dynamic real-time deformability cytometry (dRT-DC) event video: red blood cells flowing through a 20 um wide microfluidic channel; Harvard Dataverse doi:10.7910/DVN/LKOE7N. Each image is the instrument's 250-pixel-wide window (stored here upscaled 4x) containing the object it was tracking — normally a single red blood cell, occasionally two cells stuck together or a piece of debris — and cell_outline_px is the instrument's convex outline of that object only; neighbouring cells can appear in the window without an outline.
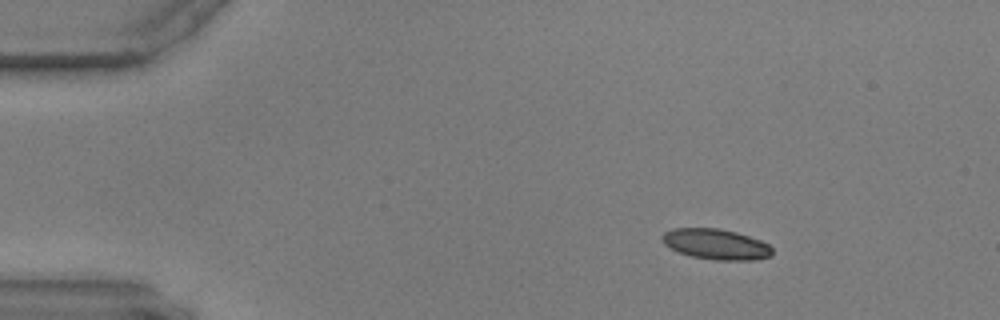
{"species": "common noctule bat (a hibernating species)", "species_latin": "Nyctalus noctula", "temperature_condition": "warm", "stored_images_in_passage": 50, "camera_frame_rate_fps": 3000, "um_per_image_px": 0.085, "animal": {"sex": "male", "body_mass_g": 17.9, "forearm_length_mm": 54.2}, "frame": {"image": 1, "passage_image": 1, "time_ms": 0.0, "image_size_px": [1000, 320], "cell_outline_px": [[772, 256], [756, 260], [716, 260], [692, 256], [680, 252], [664, 244], [660, 240], [660, 236], [664, 232], [672, 228], [720, 228], [736, 232], [760, 240], [768, 244], [772, 248]], "centroid_in_image_um": [60.85, 20.75], "position_along_channel_um": 24.2, "area_um2": 19.65}}
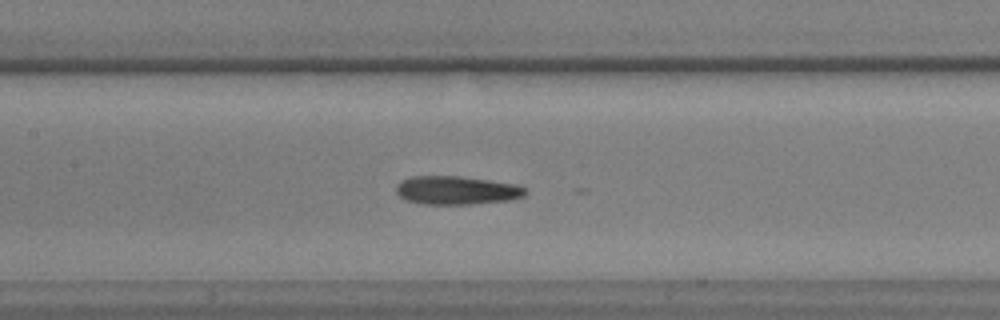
{"frame": {"image": 2, "passage_image": 20, "time_ms": 6.333, "image_size_px": [1000, 320], "cell_outline_px": [[528, 192], [524, 196], [508, 200], [472, 204], [420, 204], [404, 200], [396, 192], [396, 184], [400, 180], [412, 176], [460, 176], [516, 184], [524, 188]], "centroid_in_image_um": [38.76, 16.17], "position_along_channel_um": 168.6, "area_um2": 21.56}}
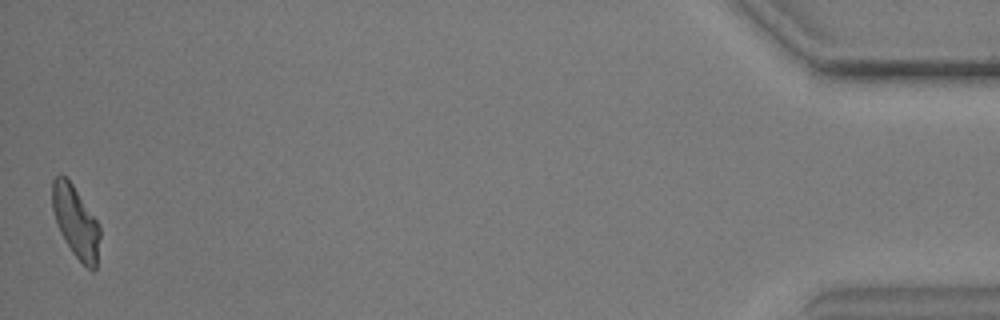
{"frame": {"image": 3, "passage_image": 50, "time_ms": 16.333, "image_size_px": [1000, 320], "cell_outline_px": [[100, 236], [96, 268], [92, 272], [72, 252], [64, 240], [56, 224], [52, 208], [52, 180], [60, 172], [72, 184], [100, 224]], "centroid_in_image_um": [6.43, 18.85], "position_along_channel_um": 428.8, "area_um2": 19.94}}